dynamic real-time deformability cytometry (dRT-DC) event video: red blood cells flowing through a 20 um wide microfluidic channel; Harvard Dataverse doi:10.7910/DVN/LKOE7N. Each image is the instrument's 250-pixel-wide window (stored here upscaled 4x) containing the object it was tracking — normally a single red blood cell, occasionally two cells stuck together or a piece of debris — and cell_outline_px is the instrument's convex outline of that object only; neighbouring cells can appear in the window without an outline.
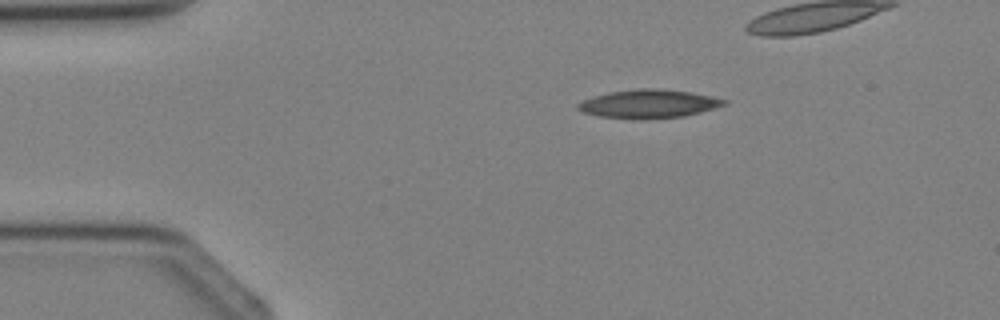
{"species": "Egyptian fruit bat (a non-hibernating species)", "species_latin": "Rousettus aegyptiacus", "temperature_condition": "cold", "stored_images_in_passage": 3, "camera_frame_rate_fps": 3000, "um_per_image_px": 0.085, "animal": {"sex": "female"}, "frame": {"image": 1, "passage_image": 1, "time_ms": 0.0, "image_size_px": [1000, 320], "cell_outline_px": [[728, 104], [700, 112], [684, 116], [600, 116], [584, 112], [576, 108], [576, 104], [592, 96], [608, 92], [636, 88], [656, 88], [692, 92], [712, 96], [728, 100]], "centroid_in_image_um": [55.18, 8.76], "position_along_channel_um": 29.8, "area_um2": 23.29}}